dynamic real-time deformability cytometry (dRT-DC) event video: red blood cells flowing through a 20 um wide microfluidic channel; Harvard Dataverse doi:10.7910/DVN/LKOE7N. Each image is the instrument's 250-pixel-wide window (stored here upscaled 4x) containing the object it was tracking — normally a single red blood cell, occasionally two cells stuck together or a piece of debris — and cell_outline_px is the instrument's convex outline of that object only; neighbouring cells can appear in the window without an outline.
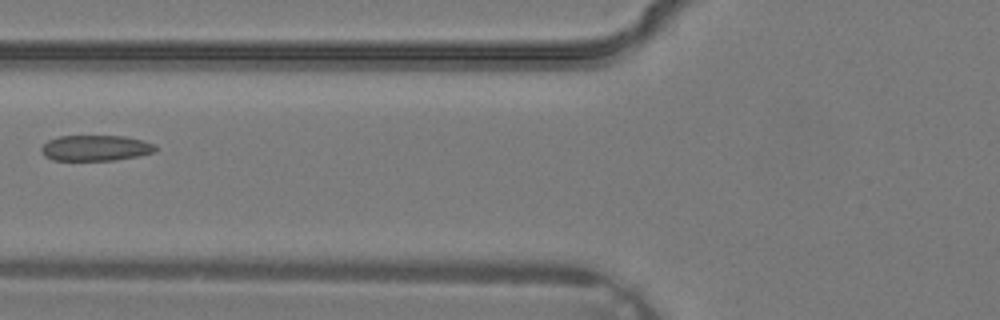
{"species": "common noctule bat (a hibernating species)", "species_latin": "Nyctalus noctula", "temperature_condition": "warm", "stored_images_in_passage": 5, "camera_frame_rate_fps": 3000, "um_per_image_px": 0.085, "animal": {"sex": "male", "body_mass_g": 19.2, "forearm_length_mm": 51.8}, "frame": {"image": 1, "passage_image": 5, "time_ms": 1.333, "image_size_px": [1000, 320], "cell_outline_px": [[156, 152], [116, 160], [52, 160], [44, 156], [40, 152], [40, 148], [48, 140], [60, 136], [124, 136], [144, 140], [152, 144], [156, 148]], "centroid_in_image_um": [8.09, 12.58], "position_along_channel_um": 117.7, "area_um2": 17.11}}